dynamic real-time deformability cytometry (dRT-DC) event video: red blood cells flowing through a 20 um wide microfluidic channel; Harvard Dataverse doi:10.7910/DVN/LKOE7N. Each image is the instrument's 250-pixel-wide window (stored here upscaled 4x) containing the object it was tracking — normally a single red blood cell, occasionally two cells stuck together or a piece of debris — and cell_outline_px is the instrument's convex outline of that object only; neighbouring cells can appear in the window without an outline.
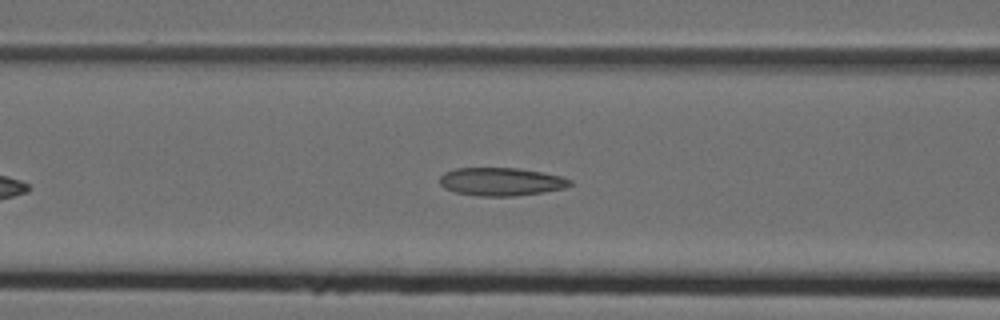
{"species": "Egyptian fruit bat (a non-hibernating species)", "species_latin": "Rousettus aegyptiacus", "temperature_condition": "cold", "stored_images_in_passage": 39, "camera_frame_rate_fps": 3000, "um_per_image_px": 0.085, "animal": {"sex": "female"}, "frame": {"image": 1, "passage_image": 11, "time_ms": 3.333, "image_size_px": [1000, 320], "cell_outline_px": [[572, 184], [564, 188], [544, 192], [516, 196], [476, 196], [456, 192], [444, 188], [440, 184], [440, 176], [444, 172], [456, 168], [516, 168], [540, 172], [560, 176], [572, 180]], "centroid_in_image_um": [42.58, 15.45], "position_along_channel_um": 124.0, "area_um2": 21.33}}
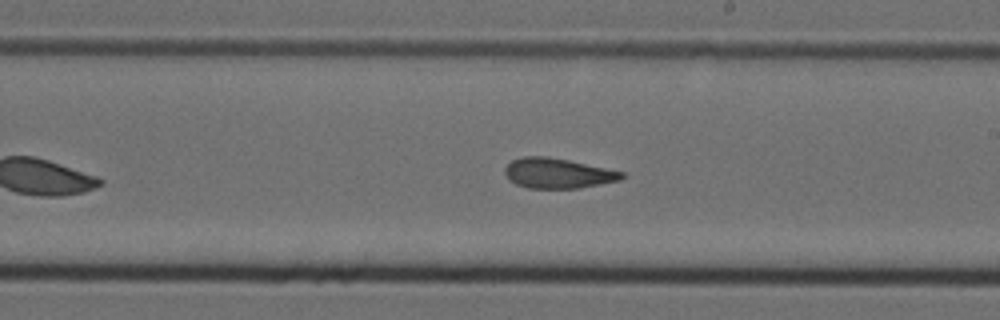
{"frame": {"image": 2, "passage_image": 20, "time_ms": 6.333, "image_size_px": [1000, 320], "cell_outline_px": [[624, 176], [620, 180], [580, 188], [528, 188], [516, 184], [508, 180], [504, 172], [504, 168], [512, 160], [524, 156], [548, 156], [568, 160], [624, 172]], "centroid_in_image_um": [47.37, 14.73], "position_along_channel_um": 241.6, "area_um2": 20.46}}
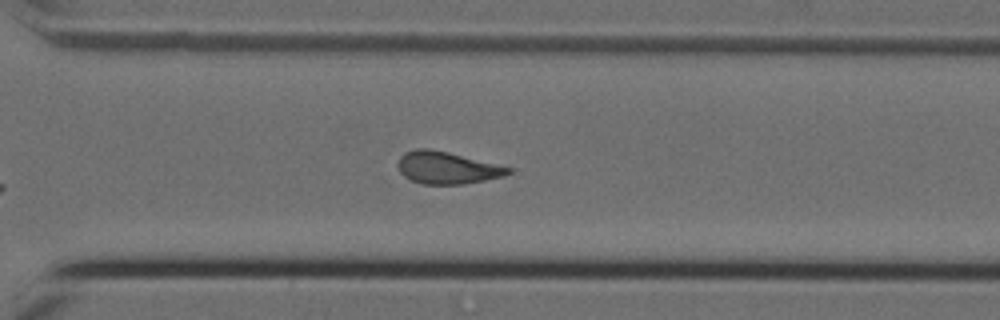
{"frame": {"image": 3, "passage_image": 27, "time_ms": 8.667, "image_size_px": [1000, 320], "cell_outline_px": [[512, 172], [504, 176], [464, 184], [420, 184], [404, 176], [396, 168], [396, 164], [400, 156], [404, 152], [416, 148], [428, 148], [448, 152], [512, 168]], "centroid_in_image_um": [37.94, 14.26], "position_along_channel_um": 332.7, "area_um2": 20.75}, "authors_computed_cell_mechanics": {"area_um2": 21.675, "velocity_mm_per_s": 3.9191, "shape_relaxation_time_tau1_ms": null, "shape_relaxation_time_tau2_ms": 2.8259, "deformation_change_tau1": null, "deformation_change_tau2": 0.0983}}